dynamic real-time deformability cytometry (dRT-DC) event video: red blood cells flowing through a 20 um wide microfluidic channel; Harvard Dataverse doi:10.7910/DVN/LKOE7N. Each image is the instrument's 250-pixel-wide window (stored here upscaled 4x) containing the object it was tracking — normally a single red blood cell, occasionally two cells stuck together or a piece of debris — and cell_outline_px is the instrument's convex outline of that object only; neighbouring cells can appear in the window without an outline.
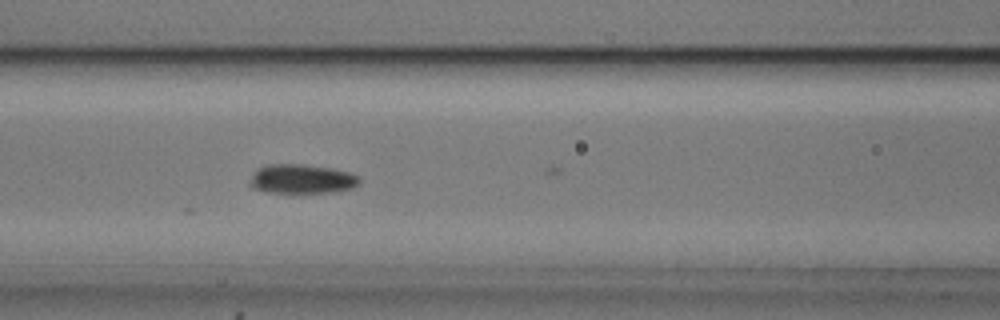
{"species": "common noctule bat (a hibernating species)", "species_latin": "Nyctalus noctula", "temperature_condition": "cold", "stored_images_in_passage": 7, "camera_frame_rate_fps": 3000, "um_per_image_px": 0.085, "animal": {"sex": "male", "body_mass_g": 20.5, "forearm_length_mm": 52.5}, "frame": {"image": 1, "passage_image": 6, "time_ms": 1.667, "image_size_px": [1000, 320], "cell_outline_px": [[360, 184], [352, 188], [332, 192], [264, 192], [252, 188], [248, 184], [256, 168], [268, 164], [304, 164], [332, 168], [348, 172], [360, 176]], "centroid_in_image_um": [25.64, 15.2], "position_along_channel_um": 141.0, "area_um2": 18.84}}